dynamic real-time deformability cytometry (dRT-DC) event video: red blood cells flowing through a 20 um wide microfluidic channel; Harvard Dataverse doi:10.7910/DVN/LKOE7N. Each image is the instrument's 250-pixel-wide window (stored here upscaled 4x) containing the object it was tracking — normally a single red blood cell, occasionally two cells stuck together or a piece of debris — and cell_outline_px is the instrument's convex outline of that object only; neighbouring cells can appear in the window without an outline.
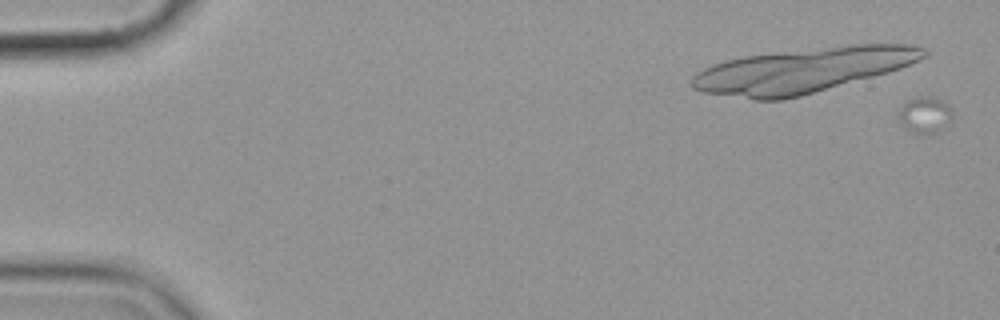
{"species": "common noctule bat (a hibernating species)", "species_latin": "Nyctalus noctula", "temperature_condition": "cold", "stored_images_in_passage": 7, "camera_frame_rate_fps": 3000, "um_per_image_px": 0.085, "animal": {"sex": "female", "body_mass_g": 19.9}, "frame": {"image": 1, "passage_image": 1, "time_ms": 0.0, "image_size_px": [1000, 320], "cell_outline_px": [[952, 116], [940, 132], [924, 136], [920, 136], [912, 132], [896, 116], [896, 112], [908, 100], [916, 96], [928, 96], [940, 100], [948, 104], [952, 108]], "centroid_in_image_um": [78.61, 9.79], "position_along_channel_um": 6.4, "area_um2": 11.62}}